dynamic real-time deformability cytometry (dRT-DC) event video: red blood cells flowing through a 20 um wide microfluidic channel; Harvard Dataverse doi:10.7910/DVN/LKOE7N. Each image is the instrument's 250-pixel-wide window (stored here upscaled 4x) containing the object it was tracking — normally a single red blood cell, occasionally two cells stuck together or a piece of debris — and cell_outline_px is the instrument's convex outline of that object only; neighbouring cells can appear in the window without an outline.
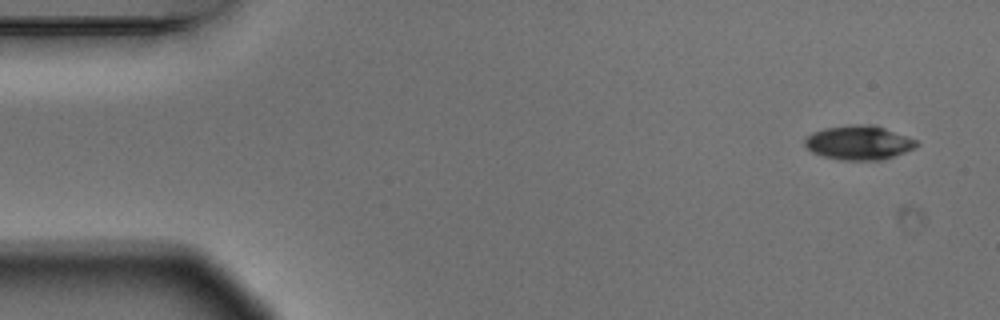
{"species": "Egyptian fruit bat (a non-hibernating species)", "species_latin": "Rousettus aegyptiacus", "temperature_condition": "warm", "stored_images_in_passage": 7, "camera_frame_rate_fps": 3000, "um_per_image_px": 0.085, "animal": {"sex": "male"}, "frame": {"image": 1, "passage_image": 1, "time_ms": 0.0, "image_size_px": [1000, 320], "cell_outline_px": [[920, 144], [916, 148], [880, 160], [840, 160], [824, 156], [812, 152], [804, 144], [804, 140], [812, 132], [824, 128], [852, 124], [872, 124], [908, 136], [916, 140]], "centroid_in_image_um": [73.0, 12.12], "position_along_channel_um": 12.0, "area_um2": 22.25}}
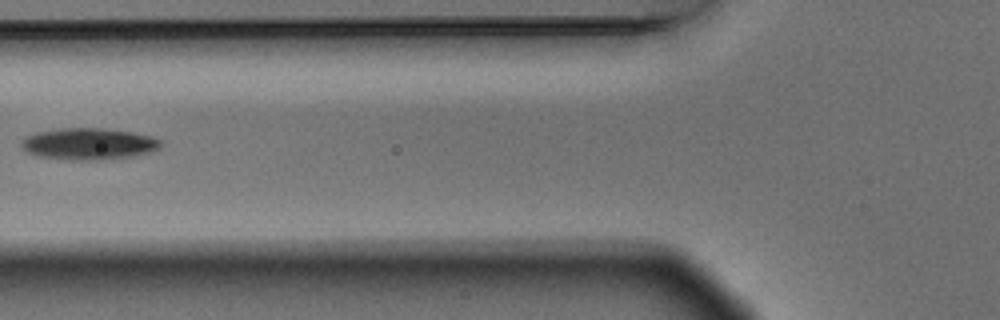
{"frame": {"image": 2, "passage_image": 6, "time_ms": 1.667, "image_size_px": [1000, 320], "cell_outline_px": [[160, 148], [152, 152], [132, 156], [96, 160], [68, 160], [36, 156], [28, 152], [20, 144], [20, 140], [24, 136], [36, 132], [64, 128], [104, 128], [132, 132], [152, 136], [160, 140]], "centroid_in_image_um": [7.51, 12.23], "position_along_channel_um": 118.3, "area_um2": 25.84}}
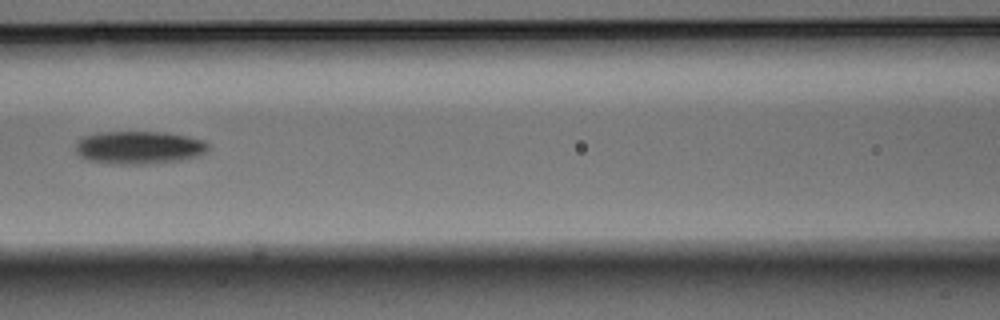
{"frame": {"image": 3, "passage_image": 7, "time_ms": 2.0, "image_size_px": [1000, 320], "cell_outline_px": [[208, 148], [204, 152], [196, 156], [180, 160], [152, 164], [108, 164], [88, 160], [80, 156], [76, 152], [76, 140], [80, 136], [96, 132], [164, 132], [204, 140], [208, 144]], "centroid_in_image_um": [11.73, 12.54], "position_along_channel_um": 154.9, "area_um2": 25.66}}